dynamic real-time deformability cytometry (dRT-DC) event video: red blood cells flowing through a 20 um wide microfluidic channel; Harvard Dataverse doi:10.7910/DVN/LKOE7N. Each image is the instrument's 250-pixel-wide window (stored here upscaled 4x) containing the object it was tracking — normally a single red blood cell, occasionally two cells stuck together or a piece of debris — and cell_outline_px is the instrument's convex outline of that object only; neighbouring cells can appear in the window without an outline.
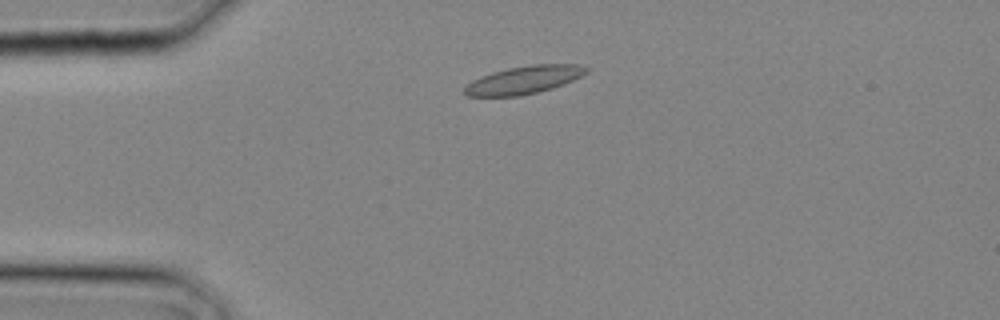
{"species": "common noctule bat (a hibernating species)", "species_latin": "Nyctalus noctula", "temperature_condition": "cold", "stored_images_in_passage": 21, "camera_frame_rate_fps": 3000, "um_per_image_px": 0.085, "animal": {"sex": "male", "body_mass_g": 20.4}, "frame": {"image": 1, "passage_image": 3, "time_ms": 0.667, "image_size_px": [1000, 320], "cell_outline_px": [[592, 68], [588, 72], [564, 84], [552, 88], [520, 96], [468, 96], [464, 92], [464, 88], [472, 80], [492, 72], [508, 68], [532, 64], [580, 64]], "centroid_in_image_um": [44.58, 6.78], "position_along_channel_um": 40.4, "area_um2": 19.77}}
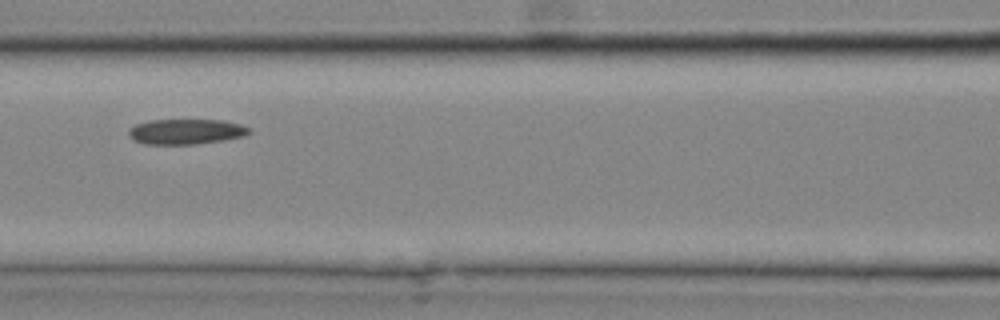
{"frame": {"image": 2, "passage_image": 9, "time_ms": 2.667, "image_size_px": [1000, 320], "cell_outline_px": [[252, 132], [244, 136], [224, 140], [196, 144], [144, 144], [128, 136], [128, 132], [136, 124], [152, 120], [224, 120], [240, 124], [252, 128]], "centroid_in_image_um": [15.87, 11.19], "position_along_channel_um": 150.7, "area_um2": 17.74}}
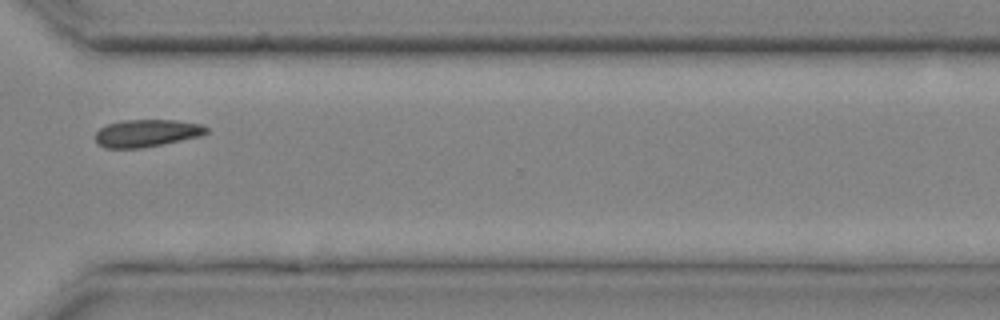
{"frame": {"image": 3, "passage_image": 18, "time_ms": 5.667, "image_size_px": [1000, 320], "cell_outline_px": [[208, 132], [200, 136], [164, 144], [144, 148], [104, 148], [96, 144], [96, 132], [100, 128], [108, 124], [124, 120], [176, 120], [200, 124], [208, 128]], "centroid_in_image_um": [12.46, 11.33], "position_along_channel_um": 358.1, "area_um2": 17.8}}